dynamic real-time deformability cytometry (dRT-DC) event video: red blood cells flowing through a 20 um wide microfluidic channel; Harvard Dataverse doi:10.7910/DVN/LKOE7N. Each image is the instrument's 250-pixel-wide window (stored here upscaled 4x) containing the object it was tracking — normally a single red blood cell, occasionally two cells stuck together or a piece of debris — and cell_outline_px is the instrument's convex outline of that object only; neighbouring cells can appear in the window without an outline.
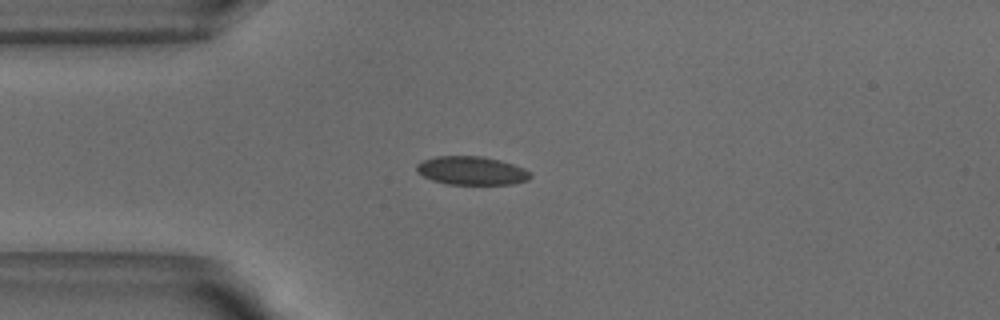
{"species": "common noctule bat (a hibernating species)", "species_latin": "Nyctalus noctula", "temperature_condition": "warm", "stored_images_in_passage": 40, "camera_frame_rate_fps": 3000, "um_per_image_px": 0.085, "animal": {"sex": "male", "body_mass_g": 18.8}, "frame": {"image": 1, "passage_image": 1, "time_ms": 0.0, "image_size_px": [1000, 320], "cell_outline_px": [[532, 176], [528, 180], [512, 184], [448, 184], [432, 180], [416, 172], [416, 164], [424, 160], [436, 156], [484, 156], [500, 160], [524, 168], [532, 172]], "centroid_in_image_um": [40.1, 14.5], "position_along_channel_um": 44.9, "area_um2": 18.96}}
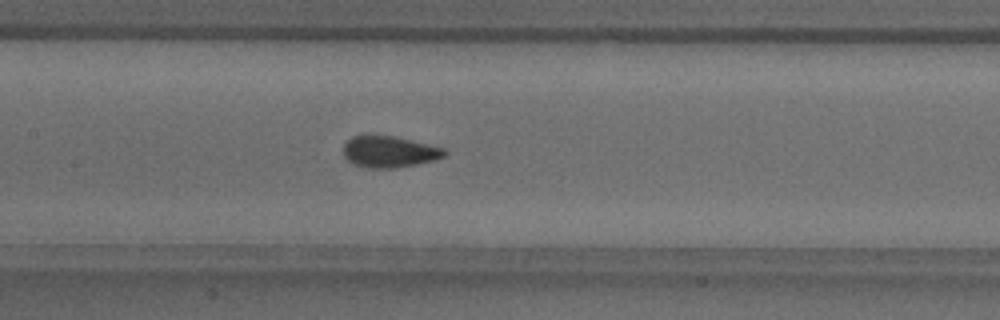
{"frame": {"image": 2, "passage_image": 12, "time_ms": 3.667, "image_size_px": [1000, 320], "cell_outline_px": [[448, 152], [444, 156], [436, 160], [396, 168], [368, 168], [352, 164], [344, 156], [344, 144], [352, 136], [364, 132], [372, 132], [396, 136], [444, 148]], "centroid_in_image_um": [33.05, 12.85], "position_along_channel_um": 174.4, "area_um2": 19.25}}
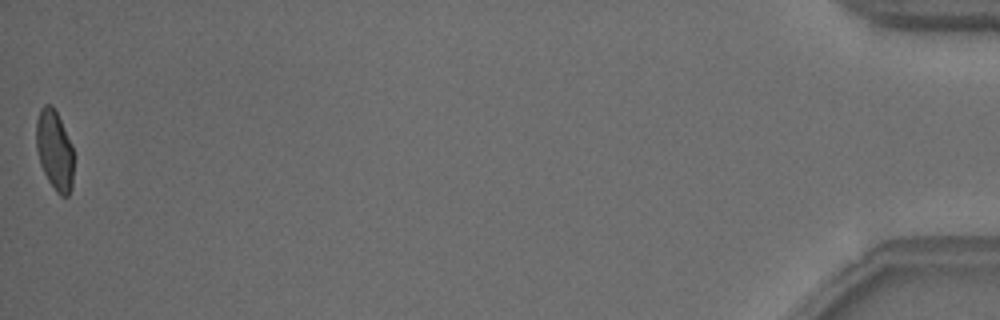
{"frame": {"image": 3, "passage_image": 40, "time_ms": 13.0, "image_size_px": [1000, 320], "cell_outline_px": [[72, 188], [68, 196], [60, 196], [56, 192], [48, 180], [40, 164], [36, 148], [36, 120], [40, 108], [44, 104], [52, 104], [72, 144]], "centroid_in_image_um": [4.62, 12.76], "position_along_channel_um": 430.6, "area_um2": 17.4}, "authors_computed_cell_mechanics": {"area_um2": 18.4671, "velocity_mm_per_s": 3.8434, "shape_relaxation_time_tau1_ms": 5.0895, "shape_relaxation_time_tau2_ms": null, "deformation_change_tau1": 0.1369, "deformation_change_tau2": null}}